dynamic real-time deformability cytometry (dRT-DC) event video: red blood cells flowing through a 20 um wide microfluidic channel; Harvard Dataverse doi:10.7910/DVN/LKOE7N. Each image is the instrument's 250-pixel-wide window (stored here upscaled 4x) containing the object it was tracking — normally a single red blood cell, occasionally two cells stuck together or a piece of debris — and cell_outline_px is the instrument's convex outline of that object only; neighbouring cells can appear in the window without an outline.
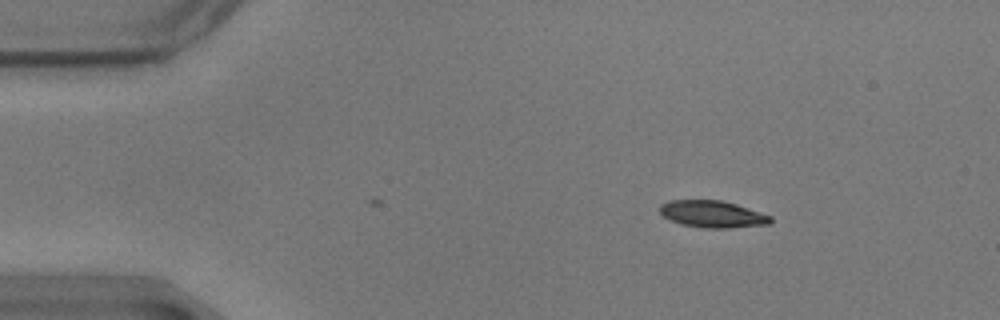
{"species": "common noctule bat (a hibernating species)", "species_latin": "Nyctalus noctula", "temperature_condition": "warm", "stored_images_in_passage": 2, "camera_frame_rate_fps": 3000, "um_per_image_px": 0.085, "animal": {"sex": "male", "body_mass_g": 17.9}, "frame": {"image": 1, "passage_image": 2, "time_ms": 0.333, "image_size_px": [1000, 320], "cell_outline_px": [[772, 224], [728, 228], [704, 228], [684, 224], [672, 220], [664, 216], [660, 212], [660, 204], [668, 200], [720, 200], [736, 204], [772, 216]], "centroid_in_image_um": [60.59, 18.19], "position_along_channel_um": 24.4, "area_um2": 17.28}}